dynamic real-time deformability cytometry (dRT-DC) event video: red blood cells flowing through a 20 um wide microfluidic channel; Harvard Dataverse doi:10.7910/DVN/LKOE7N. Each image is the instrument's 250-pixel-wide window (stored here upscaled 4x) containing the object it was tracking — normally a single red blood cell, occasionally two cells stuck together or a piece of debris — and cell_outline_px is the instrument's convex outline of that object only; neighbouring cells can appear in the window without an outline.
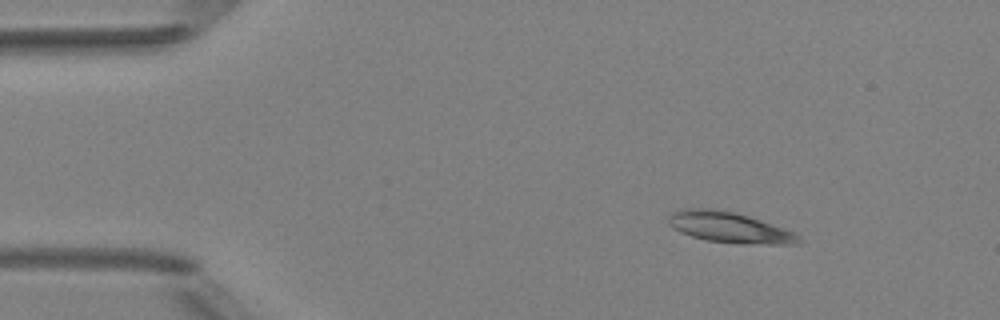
{"species": "Egyptian fruit bat (a non-hibernating species)", "species_latin": "Rousettus aegyptiacus", "temperature_condition": "room temperature", "stored_images_in_passage": 3, "camera_frame_rate_fps": 3000, "um_per_image_px": 0.085, "animal": {"sex": "female"}, "frame": {"image": 1, "passage_image": 1, "time_ms": 0.0, "image_size_px": [1000, 320], "cell_outline_px": [[804, 240], [800, 244], [740, 244], [708, 240], [692, 236], [680, 232], [672, 228], [668, 224], [668, 216], [672, 212], [680, 208], [712, 208], [732, 212], [748, 216], [796, 232]], "centroid_in_image_um": [62.01, 19.33], "position_along_channel_um": 23.0, "area_um2": 23.52}}